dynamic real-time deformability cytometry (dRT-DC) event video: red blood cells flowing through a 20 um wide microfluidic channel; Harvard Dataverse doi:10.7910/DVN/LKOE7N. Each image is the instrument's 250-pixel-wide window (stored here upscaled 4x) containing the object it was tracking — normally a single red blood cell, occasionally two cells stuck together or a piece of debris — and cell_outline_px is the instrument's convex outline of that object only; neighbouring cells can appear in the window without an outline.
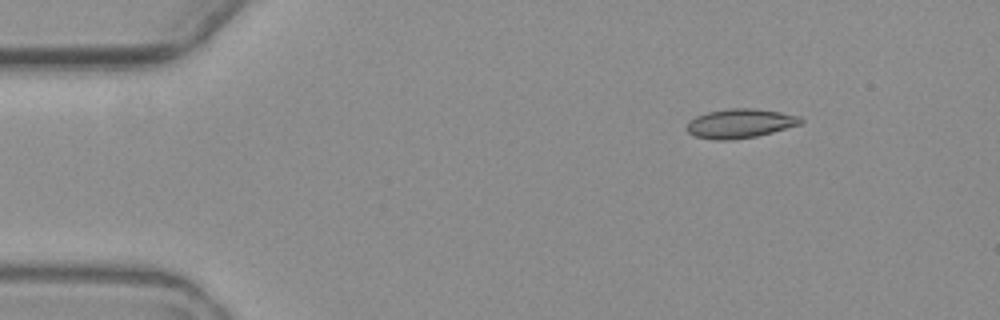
{"species": "common noctule bat (a hibernating species)", "species_latin": "Nyctalus noctula", "temperature_condition": "warm", "stored_images_in_passage": 7, "camera_frame_rate_fps": 3000, "um_per_image_px": 0.085, "animal": {"sex": "female", "body_mass_g": 19.3, "forearm_length_mm": 54.1}, "frame": {"image": 1, "passage_image": 3, "time_ms": 2.333, "image_size_px": [1000, 320], "cell_outline_px": [[804, 120], [800, 124], [772, 132], [756, 136], [732, 140], [716, 140], [696, 136], [688, 132], [688, 120], [696, 116], [708, 112], [728, 108], [752, 108], [780, 112], [800, 116]], "centroid_in_image_um": [62.91, 10.48], "position_along_channel_um": 22.1, "area_um2": 19.25}}
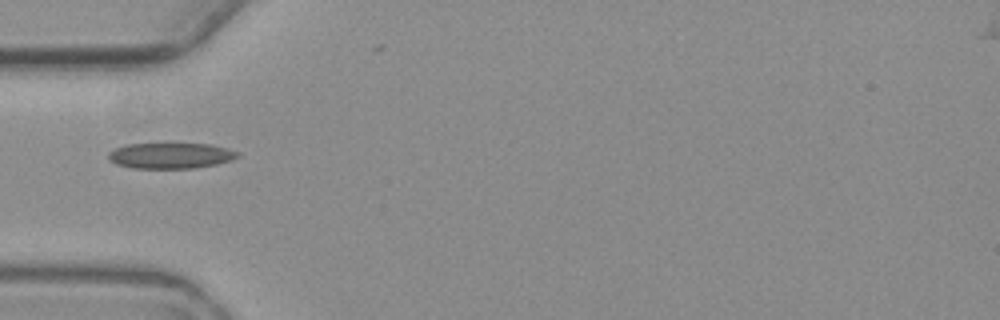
{"frame": {"image": 2, "passage_image": 6, "time_ms": 6.0, "image_size_px": [1000, 320], "cell_outline_px": [[240, 156], [232, 160], [216, 164], [196, 168], [132, 168], [116, 164], [108, 160], [108, 152], [124, 144], [208, 144], [228, 148], [240, 152]], "centroid_in_image_um": [14.51, 13.23], "position_along_channel_um": 70.5, "area_um2": 19.48}}
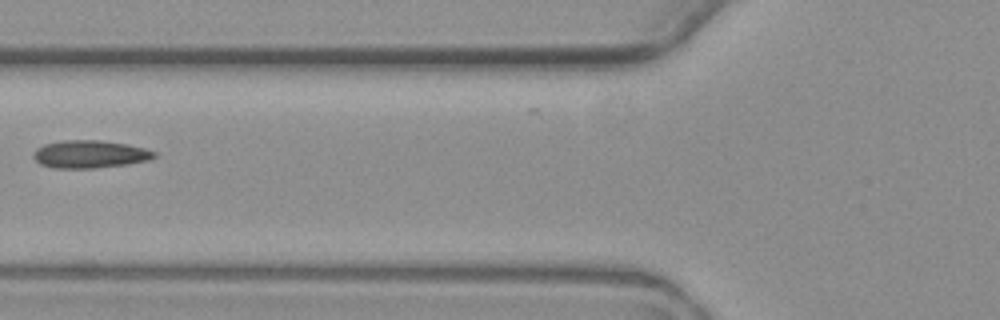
{"frame": {"image": 3, "passage_image": 7, "time_ms": 7.333, "image_size_px": [1000, 320], "cell_outline_px": [[156, 156], [148, 160], [128, 164], [96, 168], [56, 168], [40, 164], [32, 156], [32, 152], [36, 148], [44, 144], [64, 140], [100, 140], [128, 144], [144, 148], [156, 152]], "centroid_in_image_um": [7.62, 13.1], "position_along_channel_um": 118.2, "area_um2": 19.59}}